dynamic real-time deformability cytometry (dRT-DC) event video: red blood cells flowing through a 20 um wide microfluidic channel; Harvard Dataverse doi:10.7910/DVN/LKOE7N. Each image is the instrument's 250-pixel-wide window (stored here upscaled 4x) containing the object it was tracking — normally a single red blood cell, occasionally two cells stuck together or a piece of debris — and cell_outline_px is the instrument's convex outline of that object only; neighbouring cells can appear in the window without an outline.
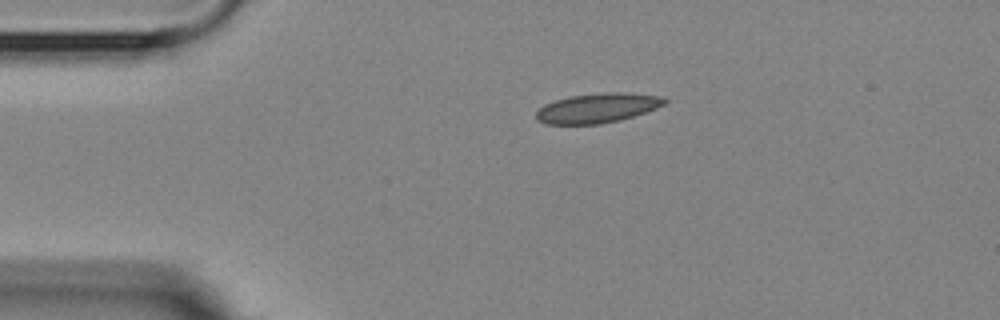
{"species": "Egyptian fruit bat (a non-hibernating species)", "species_latin": "Rousettus aegyptiacus", "temperature_condition": "room temperature", "stored_images_in_passage": 2, "camera_frame_rate_fps": 3000, "um_per_image_px": 0.085, "animal": {"sex": "female"}, "frame": {"image": 1, "passage_image": 1, "time_ms": 0.0, "image_size_px": [1000, 320], "cell_outline_px": [[668, 100], [664, 104], [656, 108], [620, 120], [600, 124], [544, 124], [536, 120], [536, 112], [544, 104], [556, 100], [572, 96], [604, 92], [624, 92], [656, 96]], "centroid_in_image_um": [50.73, 9.19], "position_along_channel_um": 34.3, "area_um2": 21.91}}